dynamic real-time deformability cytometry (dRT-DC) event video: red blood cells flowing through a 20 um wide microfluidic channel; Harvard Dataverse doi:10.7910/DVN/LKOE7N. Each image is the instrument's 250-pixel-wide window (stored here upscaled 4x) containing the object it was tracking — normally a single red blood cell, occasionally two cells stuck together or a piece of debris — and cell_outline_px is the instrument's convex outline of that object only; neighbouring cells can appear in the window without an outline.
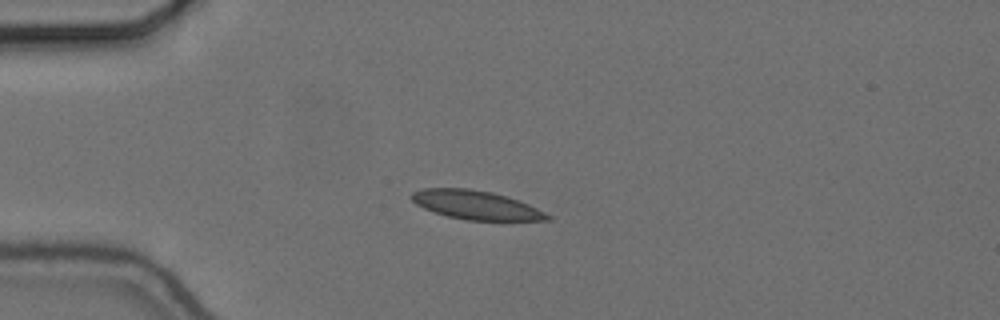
{"species": "common noctule bat (a hibernating species)", "species_latin": "Nyctalus noctula", "temperature_condition": "cold", "stored_images_in_passage": 43, "camera_frame_rate_fps": 3000, "um_per_image_px": 0.085, "animal": {"sex": "female", "body_mass_g": 24.6, "forearm_length_mm": 56.2}, "frame": {"image": 1, "passage_image": 1, "time_ms": 0.0, "image_size_px": [1000, 320], "cell_outline_px": [[552, 220], [468, 220], [448, 216], [424, 208], [416, 204], [408, 196], [412, 192], [424, 188], [468, 188], [492, 192], [528, 204], [552, 216]], "centroid_in_image_um": [40.42, 17.42], "position_along_channel_um": 44.6, "area_um2": 22.54}}
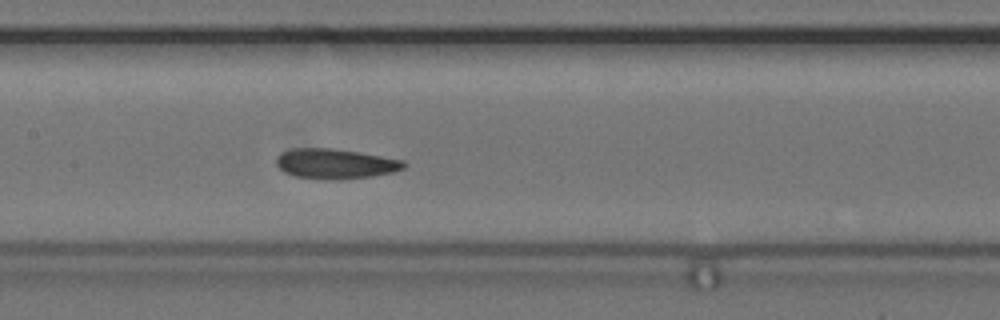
{"frame": {"image": 2, "passage_image": 14, "time_ms": 4.333, "image_size_px": [1000, 320], "cell_outline_px": [[408, 164], [404, 168], [396, 172], [372, 176], [340, 180], [336, 180], [296, 176], [284, 172], [276, 164], [276, 156], [280, 152], [288, 148], [332, 148], [404, 160]], "centroid_in_image_um": [28.5, 13.91], "position_along_channel_um": 178.9, "area_um2": 22.43}}
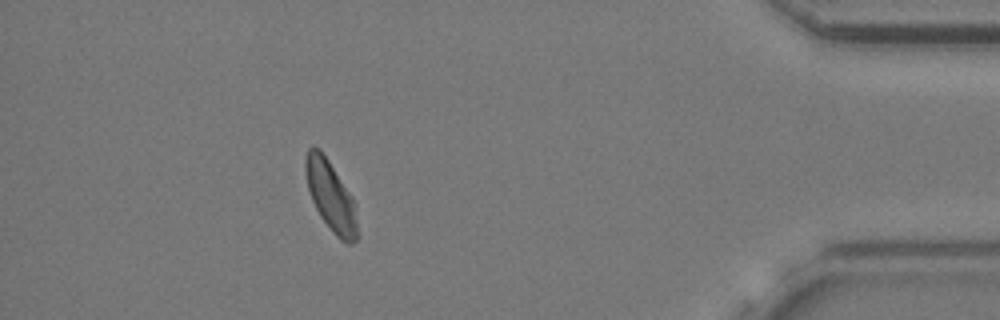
{"frame": {"image": 3, "passage_image": 37, "time_ms": 12.0, "image_size_px": [1000, 320], "cell_outline_px": [[356, 240], [352, 244], [348, 244], [340, 240], [332, 232], [320, 216], [312, 200], [308, 188], [304, 168], [304, 160], [308, 148], [312, 144], [320, 148], [352, 196], [356, 204]], "centroid_in_image_um": [28.09, 16.63], "position_along_channel_um": 407.1, "area_um2": 21.21}, "authors_computed_cell_mechanics": {"area_um2": 22.0796, "velocity_mm_per_s": 3.6438, "shape_relaxation_time_tau1_ms": 7.464, "shape_relaxation_time_tau2_ms": 2.1772, "deformation_change_tau1": 0.1422, "deformation_change_tau2": 0.0751}}